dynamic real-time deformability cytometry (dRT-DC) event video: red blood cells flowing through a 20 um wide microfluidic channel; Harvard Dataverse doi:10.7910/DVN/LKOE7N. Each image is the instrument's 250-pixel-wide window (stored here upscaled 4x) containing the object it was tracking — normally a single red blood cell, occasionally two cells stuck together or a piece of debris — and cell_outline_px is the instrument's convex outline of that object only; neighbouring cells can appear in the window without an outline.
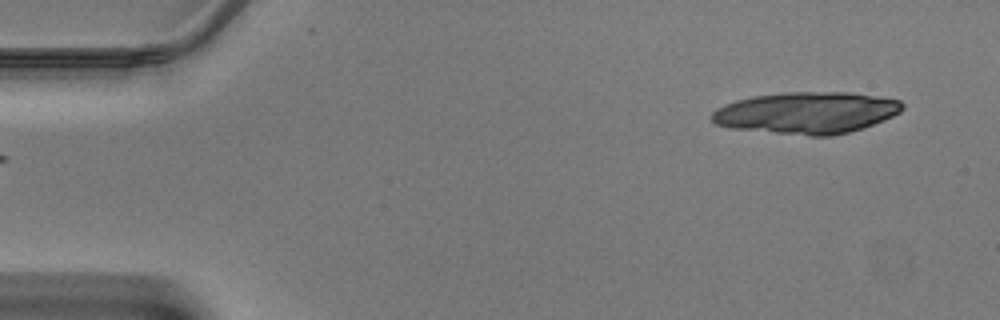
{"species": "Egyptian fruit bat (a non-hibernating species)", "species_latin": "Rousettus aegyptiacus", "temperature_condition": "warm", "stored_images_in_passage": 8, "camera_frame_rate_fps": 3000, "um_per_image_px": 0.085, "animal": {"sex": "male"}, "frame": {"image": 1, "passage_image": 1, "time_ms": 0.0, "image_size_px": [1000, 320], "cell_outline_px": [[900, 108], [896, 112], [888, 116], [868, 124], [856, 128], [840, 132], [808, 132], [728, 124], [752, 100], [772, 96], [860, 96], [896, 100], [900, 104]], "centroid_in_image_um": [69.27, 9.59], "position_along_channel_um": 15.7, "area_um2": 34.51}}